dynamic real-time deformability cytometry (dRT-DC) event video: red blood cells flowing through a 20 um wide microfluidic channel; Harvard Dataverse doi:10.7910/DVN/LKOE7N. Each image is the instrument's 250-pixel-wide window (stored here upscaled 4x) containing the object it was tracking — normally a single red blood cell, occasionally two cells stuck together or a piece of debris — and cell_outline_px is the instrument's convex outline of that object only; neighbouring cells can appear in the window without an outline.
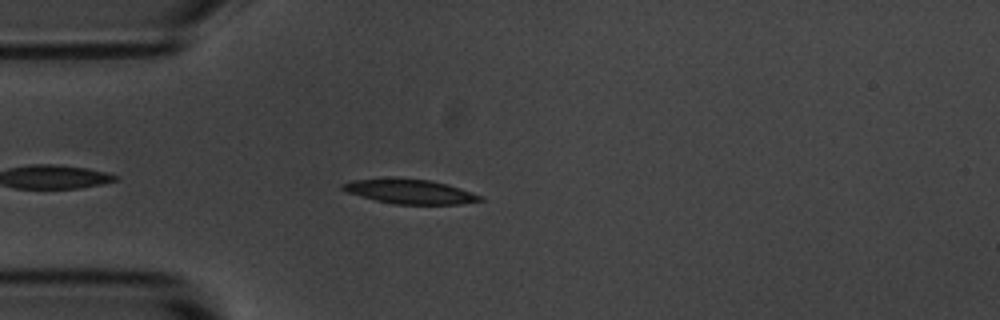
{"species": "common noctule bat (a hibernating species)", "species_latin": "Nyctalus noctula", "temperature_condition": "room temperature", "stored_images_in_passage": 23, "camera_frame_rate_fps": 3000, "um_per_image_px": 0.085, "animal": {"sex": "male", "body_mass_g": 20.1, "forearm_length_mm": 53.5}, "frame": {"image": 1, "passage_image": 5, "time_ms": 1.333, "image_size_px": [1000, 320], "cell_outline_px": [[484, 200], [460, 204], [392, 204], [376, 200], [348, 192], [340, 188], [340, 184], [352, 180], [428, 180], [448, 184], [460, 188], [480, 196]], "centroid_in_image_um": [34.87, 16.31], "position_along_channel_um": 50.1, "area_um2": 18.73}}
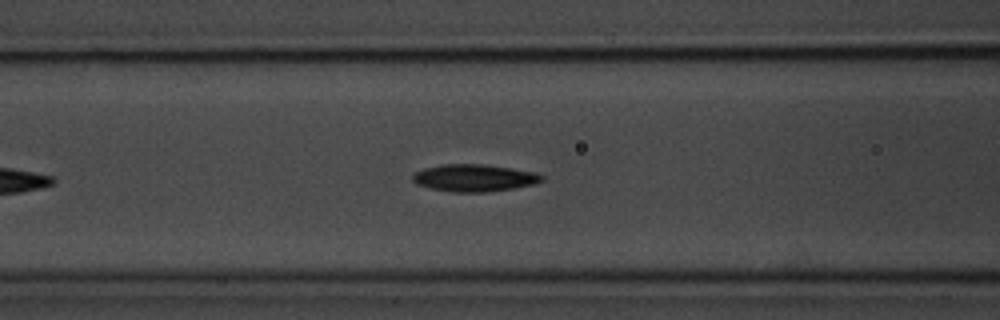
{"frame": {"image": 2, "passage_image": 12, "time_ms": 3.667, "image_size_px": [1000, 320], "cell_outline_px": [[544, 180], [536, 184], [512, 188], [484, 192], [452, 192], [428, 188], [416, 184], [412, 180], [412, 176], [416, 172], [424, 168], [444, 164], [484, 164], [512, 168], [536, 172], [544, 176]], "centroid_in_image_um": [40.32, 15.12], "position_along_channel_um": 126.3, "area_um2": 20.58}}
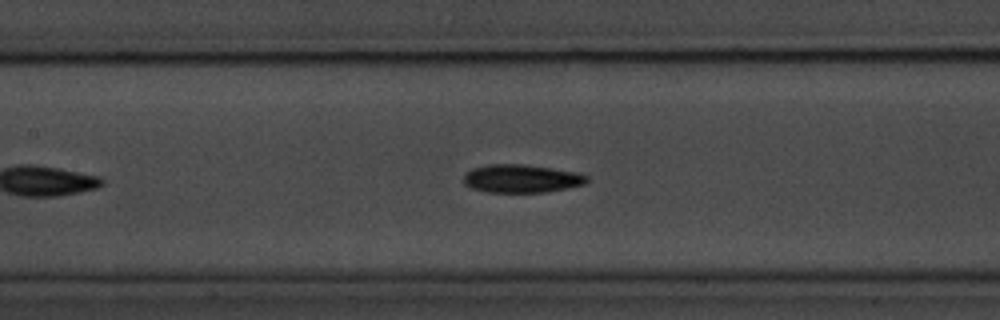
{"frame": {"image": 3, "passage_image": 15, "time_ms": 4.667, "image_size_px": [1000, 320], "cell_outline_px": [[588, 180], [584, 184], [544, 192], [488, 192], [472, 188], [464, 184], [464, 176], [472, 168], [488, 164], [520, 164], [552, 168], [576, 172], [588, 176]], "centroid_in_image_um": [44.3, 15.17], "position_along_channel_um": 163.1, "area_um2": 20.0}}